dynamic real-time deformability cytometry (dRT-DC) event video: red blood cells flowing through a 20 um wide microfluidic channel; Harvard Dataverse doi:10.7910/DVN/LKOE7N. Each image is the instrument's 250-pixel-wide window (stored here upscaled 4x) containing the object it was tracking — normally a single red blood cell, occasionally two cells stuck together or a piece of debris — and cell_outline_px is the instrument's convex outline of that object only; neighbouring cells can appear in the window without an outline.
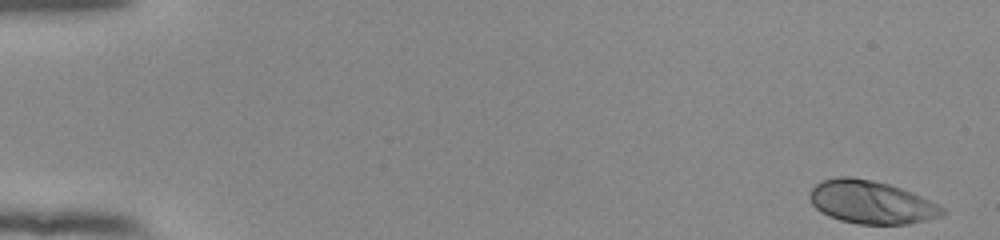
{"species": "human", "species_latin": "Homo sapiens", "temperature_condition": "room temperature", "stored_images_in_passage": 53, "camera_frame_rate_fps": 3000, "um_per_image_px": 0.085, "donor": {"sex": "female"}, "frame": {"image": 1, "passage_image": 1, "time_ms": 0.0, "image_size_px": [1000, 240], "cell_outline_px": [[944, 212], [940, 216], [928, 220], [908, 224], [860, 224], [840, 220], [828, 216], [820, 212], [812, 204], [808, 196], [812, 188], [820, 180], [840, 176], [852, 176], [872, 180], [888, 184], [912, 192], [940, 204], [944, 208]], "centroid_in_image_um": [74.04, 17.18], "position_along_channel_um": 11.0, "area_um2": 33.47}}
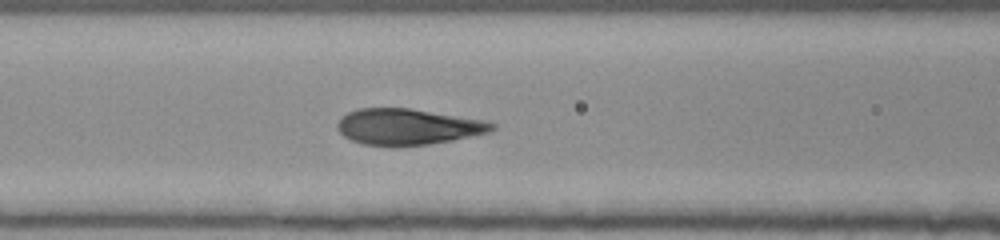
{"frame": {"image": 2, "passage_image": 23, "time_ms": 7.333, "image_size_px": [1000, 240], "cell_outline_px": [[496, 128], [488, 132], [452, 140], [428, 144], [364, 144], [352, 140], [344, 136], [336, 128], [336, 124], [340, 116], [348, 112], [360, 108], [408, 108], [484, 120], [496, 124]], "centroid_in_image_um": [34.64, 10.74], "position_along_channel_um": 132.0, "area_um2": 31.79}}
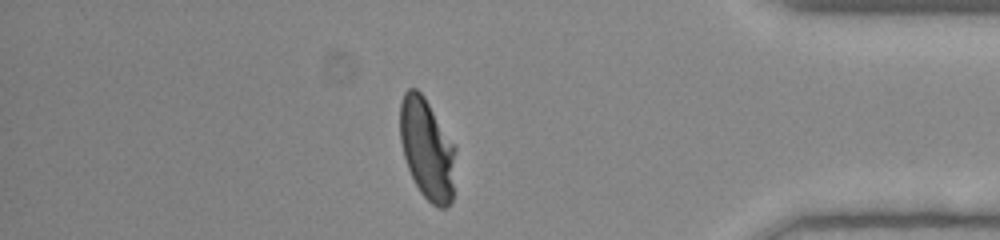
{"frame": {"image": 3, "passage_image": 46, "time_ms": 15.0, "image_size_px": [1000, 240], "cell_outline_px": [[456, 148], [452, 200], [444, 208], [440, 208], [432, 204], [420, 192], [408, 168], [404, 156], [400, 140], [400, 100], [404, 92], [408, 88], [416, 88], [424, 96]], "centroid_in_image_um": [36.29, 12.65], "position_along_channel_um": 398.9, "area_um2": 32.48}}